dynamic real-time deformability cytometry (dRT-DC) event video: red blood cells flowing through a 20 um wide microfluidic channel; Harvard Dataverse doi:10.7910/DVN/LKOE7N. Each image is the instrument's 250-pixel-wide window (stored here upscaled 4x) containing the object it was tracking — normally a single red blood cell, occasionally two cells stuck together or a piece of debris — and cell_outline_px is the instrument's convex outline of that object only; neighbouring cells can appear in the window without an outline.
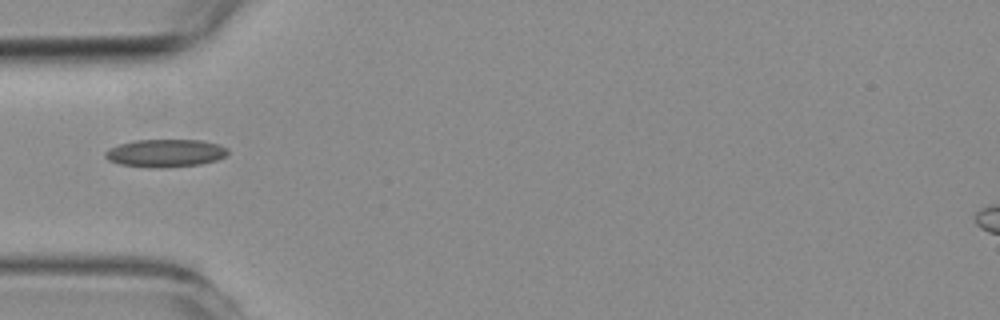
{"species": "common noctule bat (a hibernating species)", "species_latin": "Nyctalus noctula", "temperature_condition": "room temperature", "stored_images_in_passage": 22, "camera_frame_rate_fps": 3000, "um_per_image_px": 0.085, "animal": {"sex": "female", "body_mass_g": 19.3, "forearm_length_mm": 54.1}, "frame": {"image": 1, "passage_image": 1, "time_ms": 0.0, "image_size_px": [1000, 320], "cell_outline_px": [[228, 152], [224, 156], [216, 160], [200, 164], [164, 168], [148, 168], [120, 164], [108, 160], [104, 156], [104, 152], [108, 148], [120, 144], [136, 140], [200, 140], [216, 144], [228, 148]], "centroid_in_image_um": [14.01, 13.02], "position_along_channel_um": 71.0, "area_um2": 19.88}}
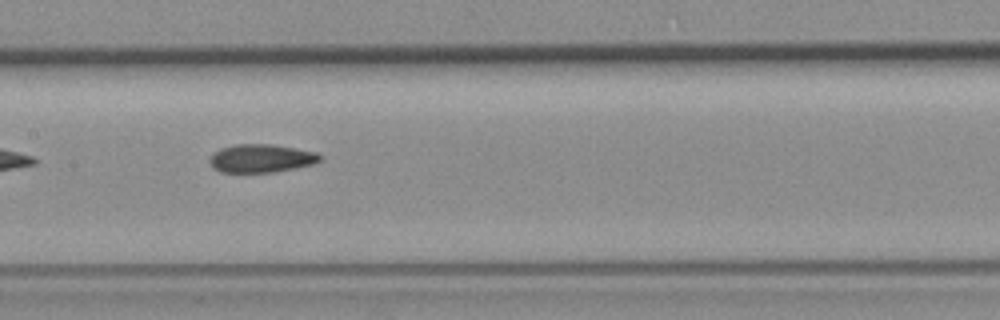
{"frame": {"image": 2, "passage_image": 10, "time_ms": 3.0, "image_size_px": [1000, 320], "cell_outline_px": [[324, 156], [320, 160], [312, 164], [296, 168], [272, 172], [220, 172], [212, 168], [208, 160], [212, 152], [220, 148], [236, 144], [272, 144], [316, 152]], "centroid_in_image_um": [22.16, 13.45], "position_along_channel_um": 185.2, "area_um2": 18.32}}
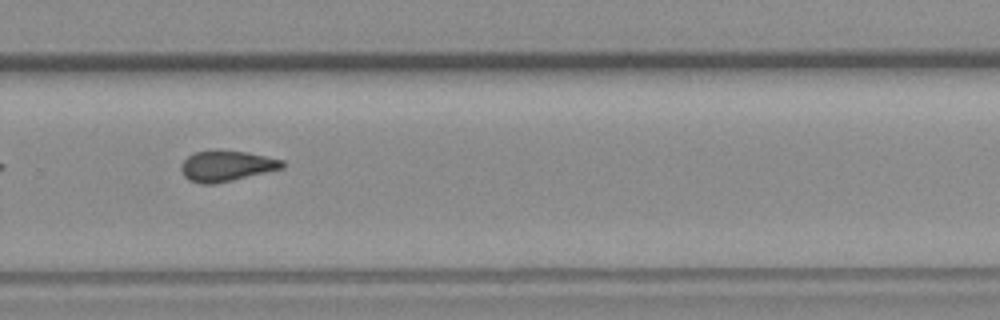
{"frame": {"image": 3, "passage_image": 20, "time_ms": 6.333, "image_size_px": [1000, 320], "cell_outline_px": [[284, 168], [216, 184], [200, 184], [188, 180], [184, 176], [180, 168], [180, 164], [192, 152], [212, 148], [216, 148], [244, 152], [284, 160]], "centroid_in_image_um": [19.19, 14.09], "position_along_channel_um": 310.6, "area_um2": 18.55}}